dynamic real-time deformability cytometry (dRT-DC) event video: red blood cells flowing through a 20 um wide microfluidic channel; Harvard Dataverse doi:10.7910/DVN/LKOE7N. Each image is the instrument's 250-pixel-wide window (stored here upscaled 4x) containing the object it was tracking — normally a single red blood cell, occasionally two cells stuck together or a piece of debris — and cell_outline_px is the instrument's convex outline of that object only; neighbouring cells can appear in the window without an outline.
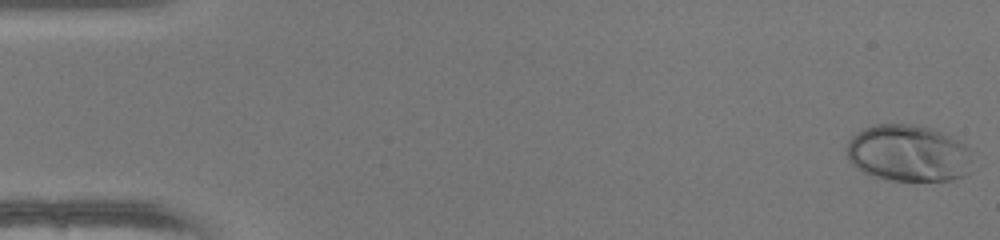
{"species": "human", "species_latin": "Homo sapiens", "temperature_condition": "warm", "stored_images_in_passage": 49, "camera_frame_rate_fps": 3000, "um_per_image_px": 0.085, "donor": {"sex": "female"}, "frame": {"image": 1, "passage_image": 1, "time_ms": 0.0, "image_size_px": [1000, 240], "cell_outline_px": [[972, 172], [952, 180], [888, 180], [864, 172], [856, 168], [848, 160], [848, 140], [856, 132], [864, 128], [876, 124], [916, 124], [932, 128], [964, 144], [968, 148]], "centroid_in_image_um": [77.2, 13.02], "position_along_channel_um": 7.8, "area_um2": 41.5}}
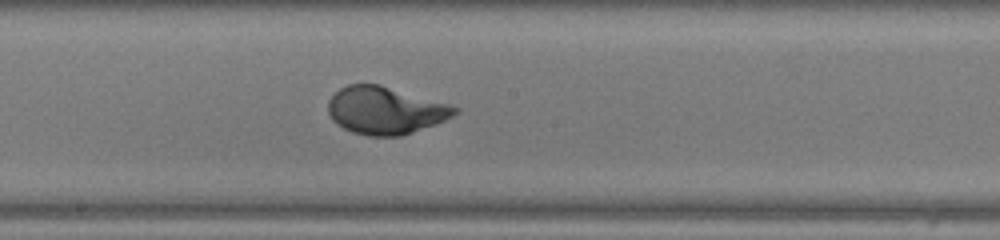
{"frame": {"image": 2, "passage_image": 27, "time_ms": 8.667, "image_size_px": [1000, 240], "cell_outline_px": [[460, 108], [452, 116], [444, 120], [412, 132], [400, 136], [368, 136], [352, 132], [336, 124], [332, 120], [328, 112], [328, 100], [340, 88], [348, 84], [380, 84], [448, 104]], "centroid_in_image_um": [32.7, 9.38], "position_along_channel_um": 215.5, "area_um2": 34.74}}
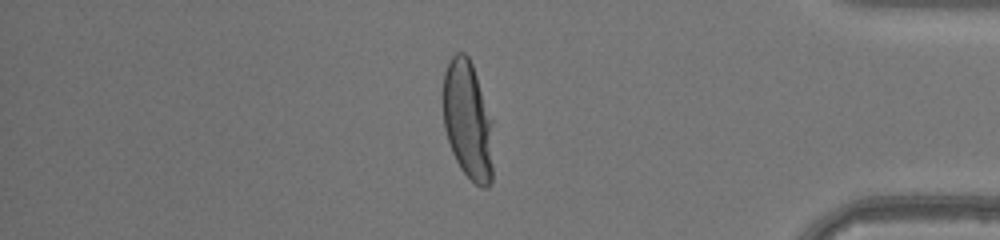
{"frame": {"image": 3, "passage_image": 42, "time_ms": 13.667, "image_size_px": [1000, 240], "cell_outline_px": [[492, 184], [488, 188], [480, 188], [460, 168], [452, 152], [444, 128], [440, 96], [444, 72], [452, 56], [456, 52], [464, 52], [468, 56], [472, 64], [492, 120]], "centroid_in_image_um": [39.72, 10.21], "position_along_channel_um": 395.5, "area_um2": 35.26}, "authors_computed_cell_mechanics": {"area_um2": 35.0846, "velocity_mm_per_s": 4.2219, "shape_relaxation_time_tau1_ms": 2.7432, "shape_relaxation_time_tau2_ms": null, "deformation_change_tau1": 0.213, "deformation_change_tau2": null}}